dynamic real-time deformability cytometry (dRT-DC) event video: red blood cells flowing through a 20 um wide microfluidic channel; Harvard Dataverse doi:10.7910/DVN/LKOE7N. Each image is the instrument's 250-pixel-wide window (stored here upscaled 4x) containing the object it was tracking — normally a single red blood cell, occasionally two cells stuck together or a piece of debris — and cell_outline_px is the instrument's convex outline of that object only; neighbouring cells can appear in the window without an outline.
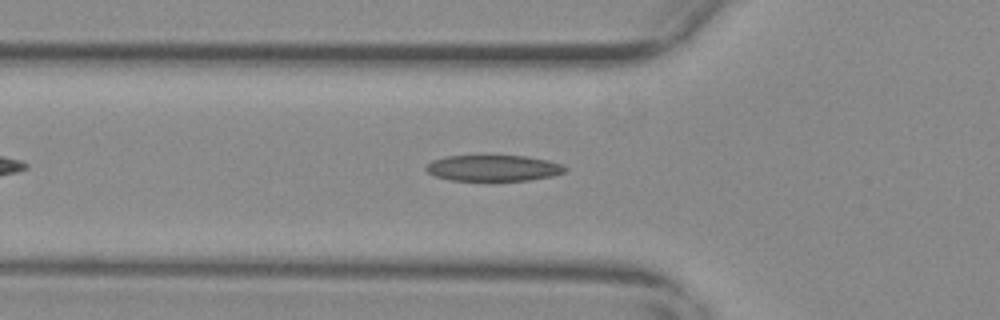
{"species": "common noctule bat (a hibernating species)", "species_latin": "Nyctalus noctula", "temperature_condition": "warm", "stored_images_in_passage": 40, "camera_frame_rate_fps": 3000, "um_per_image_px": 0.085, "animal": {"sex": "female", "body_mass_g": 29.2, "forearm_length_mm": 56.3}, "frame": {"image": 1, "passage_image": 8, "time_ms": 2.333, "image_size_px": [1000, 320], "cell_outline_px": [[568, 168], [564, 172], [552, 176], [528, 180], [452, 180], [436, 176], [428, 172], [424, 168], [432, 160], [444, 156], [524, 156], [548, 160], [564, 164]], "centroid_in_image_um": [41.96, 14.28], "position_along_channel_um": 83.8, "area_um2": 20.98}}
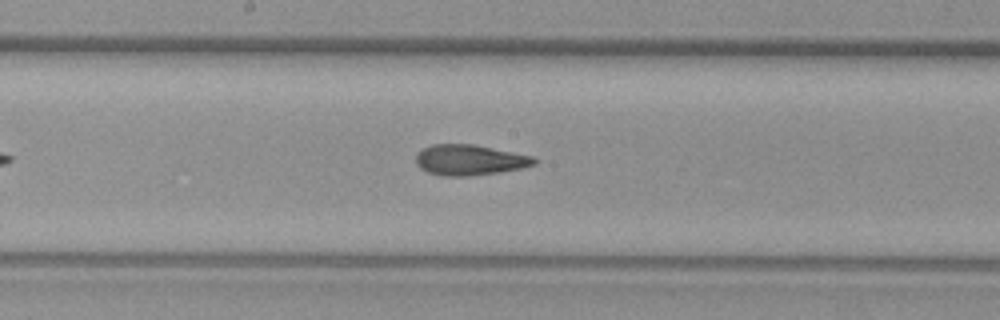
{"frame": {"image": 2, "passage_image": 18, "time_ms": 5.667, "image_size_px": [1000, 320], "cell_outline_px": [[536, 164], [524, 168], [500, 172], [468, 176], [444, 176], [428, 172], [420, 168], [416, 164], [416, 156], [424, 148], [432, 144], [472, 144], [532, 156], [536, 160]], "centroid_in_image_um": [39.92, 13.61], "position_along_channel_um": 208.3, "area_um2": 20.92}}
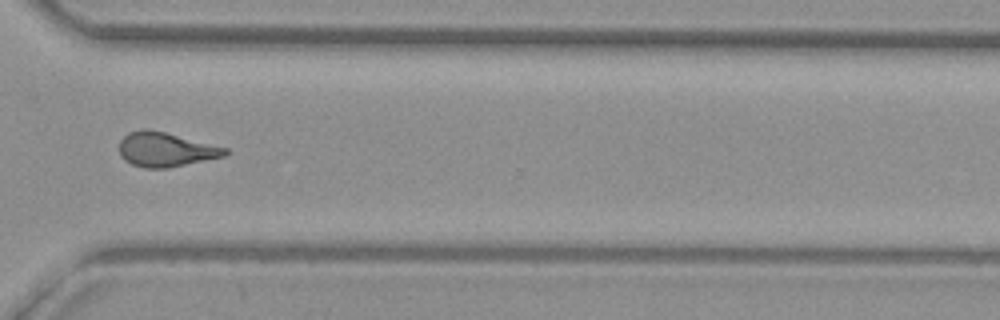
{"frame": {"image": 3, "passage_image": 30, "time_ms": 9.667, "image_size_px": [1000, 320], "cell_outline_px": [[228, 152], [224, 156], [168, 168], [144, 168], [132, 164], [124, 160], [120, 156], [120, 140], [128, 132], [144, 128], [148, 128], [228, 148]], "centroid_in_image_um": [14.05, 12.71], "position_along_channel_um": 356.6, "area_um2": 21.1}, "authors_computed_cell_mechanics": {"area_um2": 20.9814, "velocity_mm_per_s": 3.7086, "shape_relaxation_time_tau1_ms": 8.1039, "shape_relaxation_time_tau2_ms": 2.0801, "deformation_change_tau1": 0.241, "deformation_change_tau2": 0.1112}}